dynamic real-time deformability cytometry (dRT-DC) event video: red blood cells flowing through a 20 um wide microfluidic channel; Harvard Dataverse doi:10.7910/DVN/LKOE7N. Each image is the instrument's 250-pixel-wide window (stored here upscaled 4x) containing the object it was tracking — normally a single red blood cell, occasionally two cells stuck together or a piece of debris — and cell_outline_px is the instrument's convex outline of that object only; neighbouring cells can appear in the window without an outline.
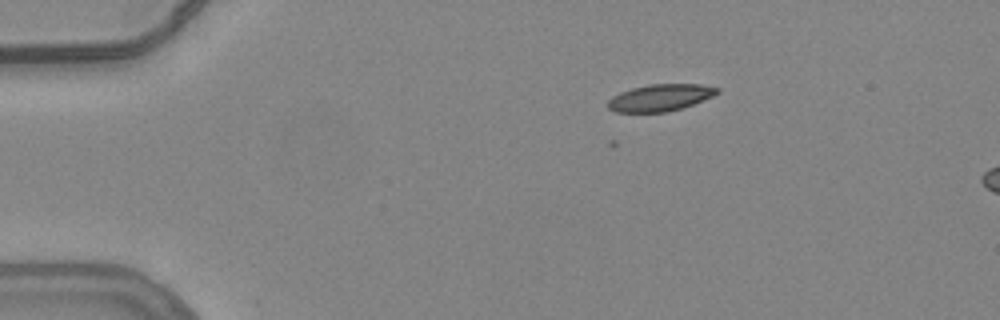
{"species": "common noctule bat (a hibernating species)", "species_latin": "Nyctalus noctula", "temperature_condition": "warm", "stored_images_in_passage": 6, "camera_frame_rate_fps": 3000, "um_per_image_px": 0.085, "animal": {"sex": "female", "body_mass_g": 24.6, "forearm_length_mm": 56.2}, "frame": {"image": 1, "passage_image": 1, "time_ms": 0.0, "image_size_px": [1000, 320], "cell_outline_px": [[720, 92], [712, 96], [692, 104], [680, 108], [664, 112], [616, 112], [608, 108], [608, 100], [612, 96], [620, 92], [632, 88], [648, 84], [700, 84], [720, 88]], "centroid_in_image_um": [56.1, 8.29], "position_along_channel_um": 28.9, "area_um2": 16.99}}